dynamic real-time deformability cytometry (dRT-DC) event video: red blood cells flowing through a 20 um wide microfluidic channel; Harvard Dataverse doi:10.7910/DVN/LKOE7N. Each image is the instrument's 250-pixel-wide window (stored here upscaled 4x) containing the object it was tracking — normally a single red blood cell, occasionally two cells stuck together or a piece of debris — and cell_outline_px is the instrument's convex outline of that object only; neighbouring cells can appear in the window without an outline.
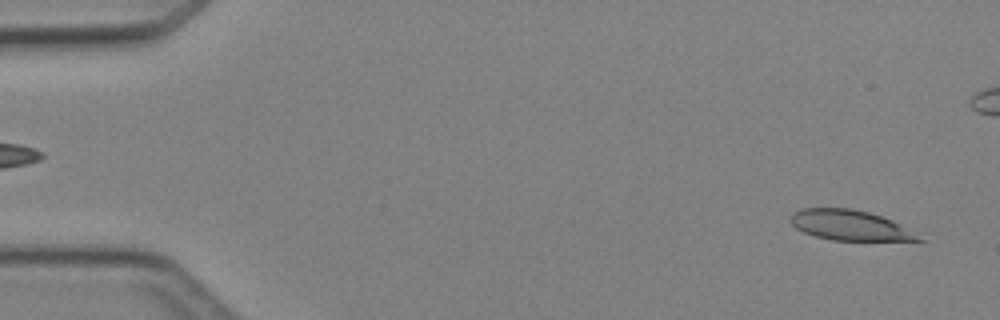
{"species": "Egyptian fruit bat (a non-hibernating species)", "species_latin": "Rousettus aegyptiacus", "temperature_condition": "cold", "stored_images_in_passage": 3, "segment_of_instrument_passage": [2, 2], "camera_frame_rate_fps": 3000, "um_per_image_px": 0.085, "animal": {"sex": "female"}, "frame": {"image": 1, "passage_image": 3, "time_ms": 2.333, "image_size_px": [1000, 320], "cell_outline_px": [[928, 240], [832, 240], [816, 236], [804, 232], [796, 228], [788, 220], [796, 212], [804, 208], [852, 208], [868, 212], [892, 220], [900, 224]], "centroid_in_image_um": [72.25, 19.15], "position_along_channel_um": 12.8, "area_um2": 22.25}}